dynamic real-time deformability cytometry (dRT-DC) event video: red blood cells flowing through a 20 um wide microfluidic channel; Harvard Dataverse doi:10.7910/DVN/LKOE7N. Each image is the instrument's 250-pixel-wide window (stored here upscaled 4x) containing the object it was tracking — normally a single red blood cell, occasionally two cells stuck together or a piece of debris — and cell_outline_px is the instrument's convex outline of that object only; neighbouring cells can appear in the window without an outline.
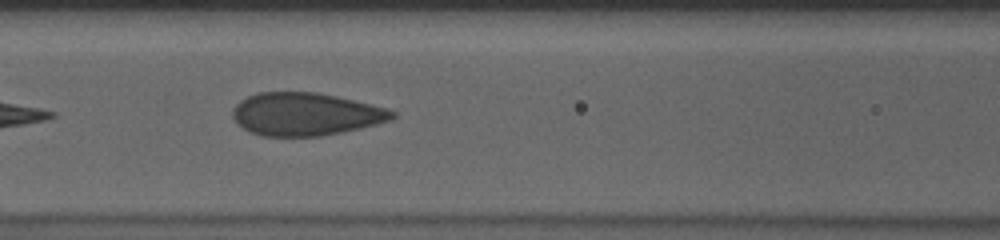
{"species": "human", "species_latin": "Homo sapiens", "temperature_condition": "cold", "stored_images_in_passage": 39, "camera_frame_rate_fps": 3000, "um_per_image_px": 0.085, "donor": {"sex": "male"}, "frame": {"image": 1, "passage_image": 8, "time_ms": 2.333, "image_size_px": [1000, 240], "cell_outline_px": [[396, 116], [392, 120], [360, 128], [320, 136], [260, 136], [248, 132], [236, 124], [232, 116], [232, 108], [240, 100], [248, 96], [260, 92], [316, 92], [336, 96], [388, 108], [396, 112]], "centroid_in_image_um": [25.94, 9.7], "position_along_channel_um": 140.7, "area_um2": 40.06}}
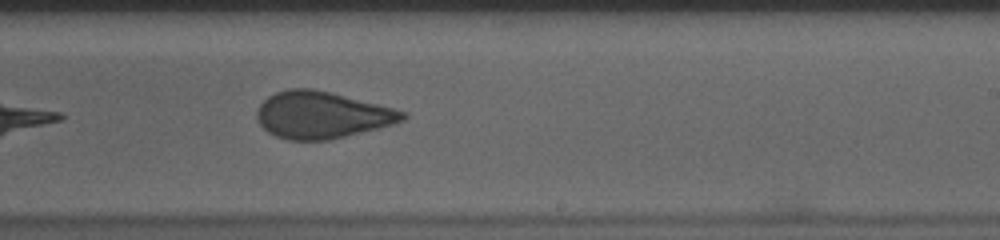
{"frame": {"image": 2, "passage_image": 18, "time_ms": 5.667, "image_size_px": [1000, 240], "cell_outline_px": [[408, 116], [404, 120], [380, 128], [328, 140], [288, 140], [276, 136], [268, 132], [260, 124], [256, 116], [256, 112], [260, 104], [268, 96], [276, 92], [288, 88], [312, 88], [332, 92], [408, 112]], "centroid_in_image_um": [27.36, 9.77], "position_along_channel_um": 261.6, "area_um2": 39.88}}
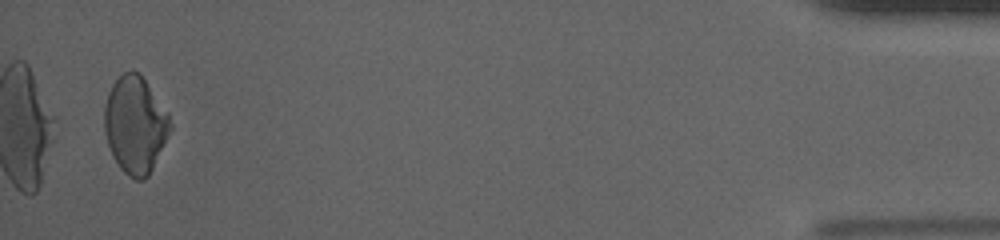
{"frame": {"image": 3, "passage_image": 38, "time_ms": 12.333, "image_size_px": [1000, 240], "cell_outline_px": [[172, 128], [148, 176], [144, 180], [136, 180], [128, 176], [120, 168], [108, 144], [104, 132], [104, 104], [108, 92], [112, 84], [124, 72], [132, 68], [140, 72], [168, 112], [172, 124]], "centroid_in_image_um": [11.49, 10.56], "position_along_channel_um": 423.7, "area_um2": 37.4}, "authors_computed_cell_mechanics": {"area_um2": 39.9398, "velocity_mm_per_s": 3.6464, "shape_relaxation_time_tau1_ms": 8.8496, "shape_relaxation_time_tau2_ms": 0.5929, "deformation_change_tau1": 0.1684, "deformation_change_tau2": 0.04}}